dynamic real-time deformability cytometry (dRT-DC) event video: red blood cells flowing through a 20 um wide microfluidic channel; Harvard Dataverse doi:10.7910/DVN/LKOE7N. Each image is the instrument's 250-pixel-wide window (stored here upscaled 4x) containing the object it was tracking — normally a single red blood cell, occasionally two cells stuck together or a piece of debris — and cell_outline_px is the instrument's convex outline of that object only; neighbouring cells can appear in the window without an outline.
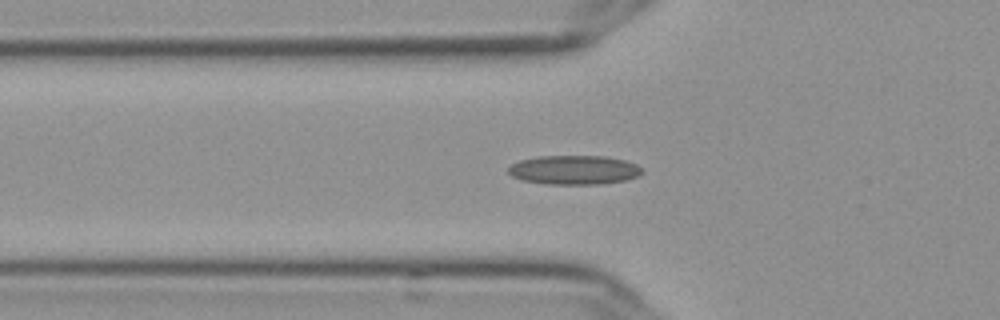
{"species": "Egyptian fruit bat (a non-hibernating species)", "species_latin": "Rousettus aegyptiacus", "temperature_condition": "cold", "stored_images_in_passage": 44, "camera_frame_rate_fps": 3000, "um_per_image_px": 0.085, "frame": {"image": 1, "passage_image": 7, "time_ms": 2.0, "image_size_px": [1000, 320], "cell_outline_px": [[644, 172], [640, 176], [628, 180], [600, 184], [544, 184], [520, 180], [512, 176], [508, 172], [508, 168], [512, 164], [520, 160], [536, 156], [604, 156], [624, 160], [636, 164]], "centroid_in_image_um": [48.8, 14.45], "position_along_channel_um": 77.0, "area_um2": 22.95}}
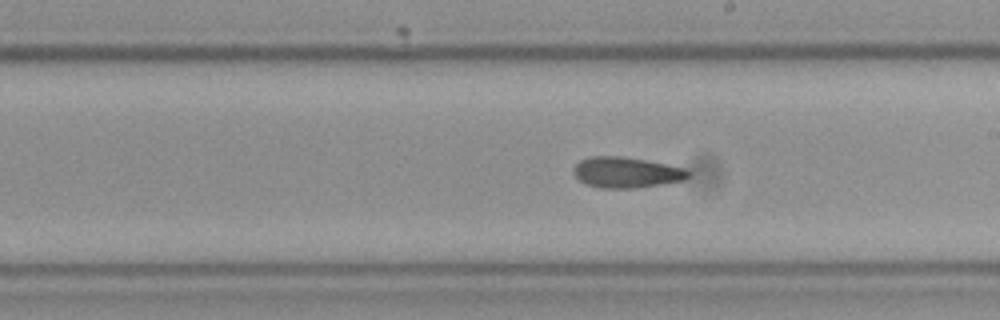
{"frame": {"image": 2, "passage_image": 20, "time_ms": 6.333, "image_size_px": [1000, 320], "cell_outline_px": [[692, 172], [684, 180], [660, 184], [632, 188], [600, 188], [584, 184], [572, 172], [576, 164], [580, 160], [592, 156], [620, 156], [644, 160], [684, 168]], "centroid_in_image_um": [53.21, 14.66], "position_along_channel_um": 235.8, "area_um2": 20.35}}
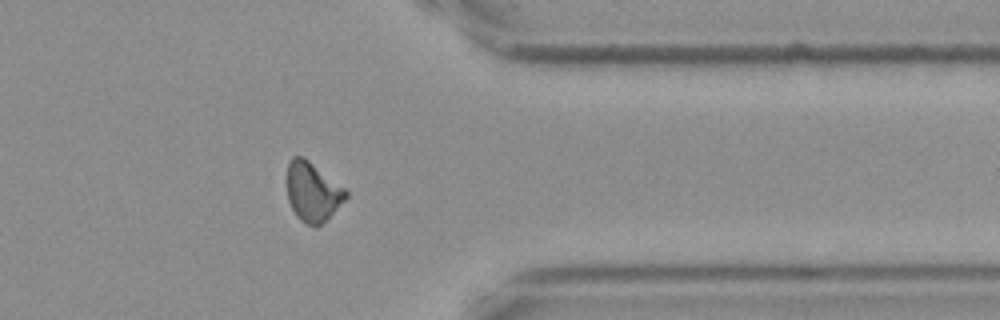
{"frame": {"image": 3, "passage_image": 33, "time_ms": 10.667, "image_size_px": [1000, 320], "cell_outline_px": [[348, 196], [316, 228], [304, 224], [296, 216], [288, 200], [284, 180], [288, 164], [292, 156], [304, 156], [344, 188], [348, 192]], "centroid_in_image_um": [26.49, 16.28], "position_along_channel_um": 384.9, "area_um2": 20.52}, "authors_computed_cell_mechanics": {"area_um2": 20.4034, "velocity_mm_per_s": 3.638, "shape_relaxation_time_tau1_ms": null, "shape_relaxation_time_tau2_ms": 3.6144, "deformation_change_tau1": null, "deformation_change_tau2": 0.1061}}